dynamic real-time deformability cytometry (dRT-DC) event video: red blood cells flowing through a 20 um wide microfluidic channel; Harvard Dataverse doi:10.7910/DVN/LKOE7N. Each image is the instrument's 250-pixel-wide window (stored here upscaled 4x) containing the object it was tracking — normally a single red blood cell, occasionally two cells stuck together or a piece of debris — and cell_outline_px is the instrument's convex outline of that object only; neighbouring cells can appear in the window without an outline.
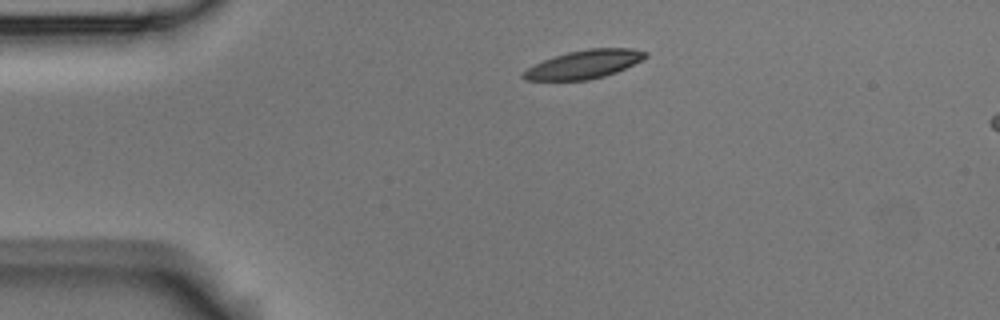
{"species": "Egyptian fruit bat (a non-hibernating species)", "species_latin": "Rousettus aegyptiacus", "temperature_condition": "room temperature", "stored_images_in_passage": 3, "segment_of_instrument_passage": [1, 2], "camera_frame_rate_fps": 3000, "um_per_image_px": 0.085, "animal": {"sex": "male"}, "frame": {"image": 1, "passage_image": 1, "time_ms": 0.0, "image_size_px": [1000, 320], "cell_outline_px": [[648, 56], [616, 72], [604, 76], [588, 80], [524, 80], [520, 76], [528, 68], [544, 60], [568, 52], [588, 48], [632, 48], [648, 52]], "centroid_in_image_um": [49.65, 5.46], "position_along_channel_um": 35.3, "area_um2": 19.94}}